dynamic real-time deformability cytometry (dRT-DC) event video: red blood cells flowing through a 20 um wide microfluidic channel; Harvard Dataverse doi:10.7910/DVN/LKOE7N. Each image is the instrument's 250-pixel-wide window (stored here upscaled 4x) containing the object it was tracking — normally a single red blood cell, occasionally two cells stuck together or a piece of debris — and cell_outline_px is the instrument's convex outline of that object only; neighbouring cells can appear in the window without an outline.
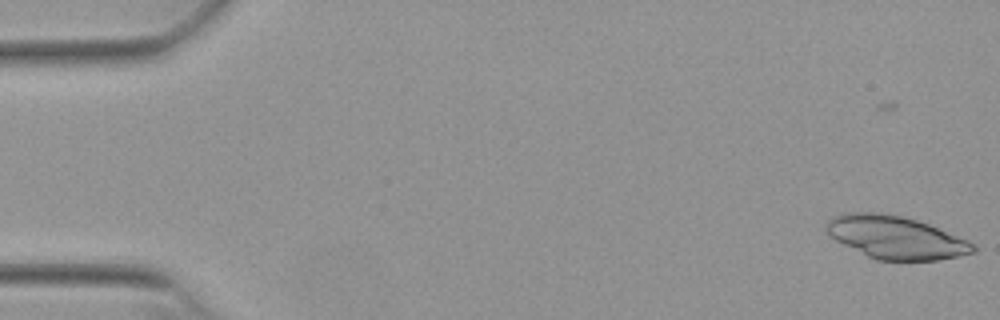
{"species": "Egyptian fruit bat (a non-hibernating species)", "species_latin": "Rousettus aegyptiacus", "temperature_condition": "warm", "stored_images_in_passage": 56, "camera_frame_rate_fps": 3000, "um_per_image_px": 0.085, "animal": {"sex": "female"}, "frame": {"image": 1, "passage_image": 5, "time_ms": 1.333, "image_size_px": [1000, 320], "cell_outline_px": [[976, 252], [960, 256], [936, 260], [876, 260], [836, 240], [828, 232], [828, 220], [832, 216], [844, 212], [872, 212], [900, 216], [916, 220], [928, 224], [968, 240], [976, 244]], "centroid_in_image_um": [76.17, 20.18], "position_along_channel_um": 8.8, "area_um2": 36.18}}